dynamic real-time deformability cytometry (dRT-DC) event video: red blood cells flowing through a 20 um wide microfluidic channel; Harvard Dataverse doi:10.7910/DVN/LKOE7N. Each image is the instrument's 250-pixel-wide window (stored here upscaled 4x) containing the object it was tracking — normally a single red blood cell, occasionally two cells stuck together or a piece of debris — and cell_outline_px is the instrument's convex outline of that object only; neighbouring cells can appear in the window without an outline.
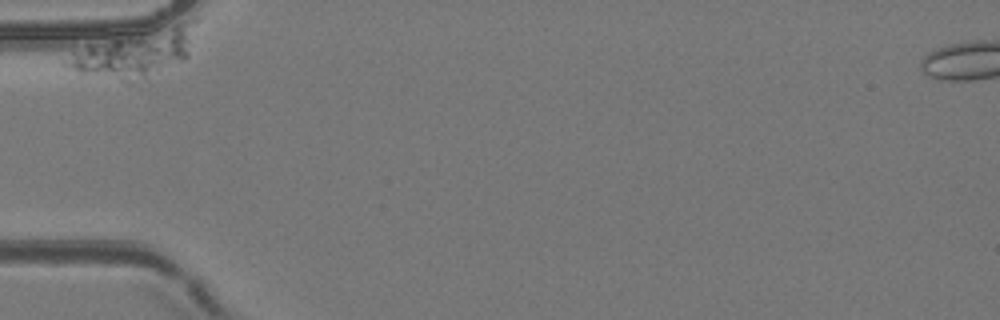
{"species": "common noctule bat (a hibernating species)", "species_latin": "Nyctalus noctula", "temperature_condition": "room temperature", "stored_images_in_passage": 38, "camera_frame_rate_fps": 3000, "um_per_image_px": 0.085, "animal": {"sex": "female", "body_mass_g": 24.6, "forearm_length_mm": 56.2}, "frame": {"image": 1, "passage_image": 1, "time_ms": 0.0, "image_size_px": [1000, 320], "cell_outline_px": [[200, 20], [188, 56], [184, 60], [148, 80], [132, 84], [128, 84], [76, 72], [64, 64], [60, 60], [72, 52], [116, 32], [188, 20]], "centroid_in_image_um": [11.5, 4.47], "position_along_channel_um": 73.5, "area_um2": 38.61}}
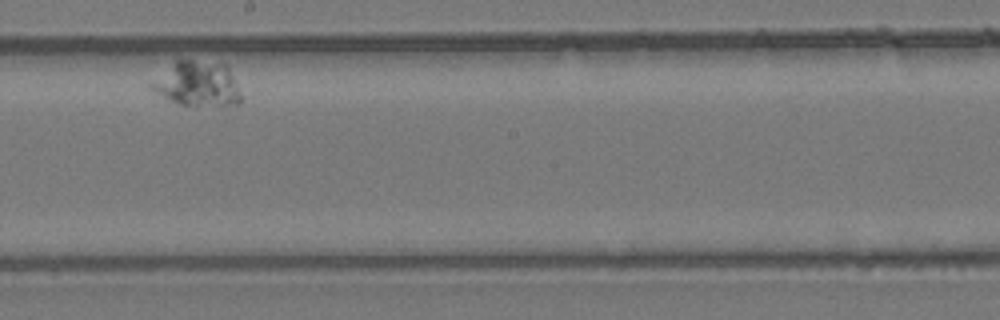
{"frame": {"image": 2, "passage_image": 22, "time_ms": 7.0, "image_size_px": [1000, 320], "cell_outline_px": [[240, 100], [236, 104], [196, 108], [192, 108], [180, 104], [148, 88], [148, 84], [176, 60], [192, 60], [224, 64], [228, 68], [240, 92]], "centroid_in_image_um": [16.76, 7.17], "position_along_channel_um": 231.4, "area_um2": 23.41}}
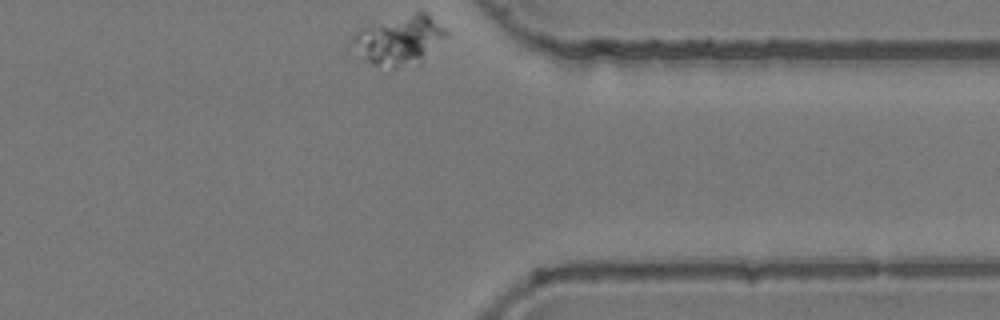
{"frame": {"image": 3, "passage_image": 38, "time_ms": 12.333, "image_size_px": [1000, 320], "cell_outline_px": [[448, 36], [420, 64], [396, 68], [372, 64], [348, 40], [356, 28], [416, 12], [424, 12], [444, 28], [448, 32]], "centroid_in_image_um": [33.94, 3.41], "position_along_channel_um": 377.5, "area_um2": 26.93}}